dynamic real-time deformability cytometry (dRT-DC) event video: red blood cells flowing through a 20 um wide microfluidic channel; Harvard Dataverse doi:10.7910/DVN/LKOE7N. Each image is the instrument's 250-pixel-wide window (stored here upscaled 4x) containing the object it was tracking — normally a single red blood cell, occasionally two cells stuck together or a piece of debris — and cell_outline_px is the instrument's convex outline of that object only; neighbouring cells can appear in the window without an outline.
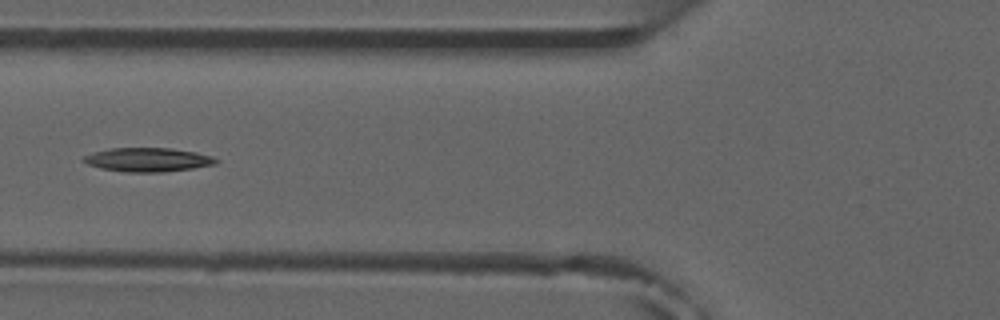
{"species": "common noctule bat (a hibernating species)", "species_latin": "Nyctalus noctula", "temperature_condition": "room temperature", "stored_images_in_passage": 5, "camera_frame_rate_fps": 3000, "um_per_image_px": 0.085, "animal": {"sex": "male", "forearm_length_mm": 52.5}, "frame": {"image": 1, "passage_image": 5, "time_ms": 5.667, "image_size_px": [1000, 320], "cell_outline_px": [[220, 160], [216, 164], [192, 168], [160, 172], [128, 172], [100, 168], [88, 164], [80, 160], [84, 156], [92, 152], [108, 148], [172, 148], [196, 152], [212, 156]], "centroid_in_image_um": [12.55, 13.56], "position_along_channel_um": 113.3, "area_um2": 18.5}}